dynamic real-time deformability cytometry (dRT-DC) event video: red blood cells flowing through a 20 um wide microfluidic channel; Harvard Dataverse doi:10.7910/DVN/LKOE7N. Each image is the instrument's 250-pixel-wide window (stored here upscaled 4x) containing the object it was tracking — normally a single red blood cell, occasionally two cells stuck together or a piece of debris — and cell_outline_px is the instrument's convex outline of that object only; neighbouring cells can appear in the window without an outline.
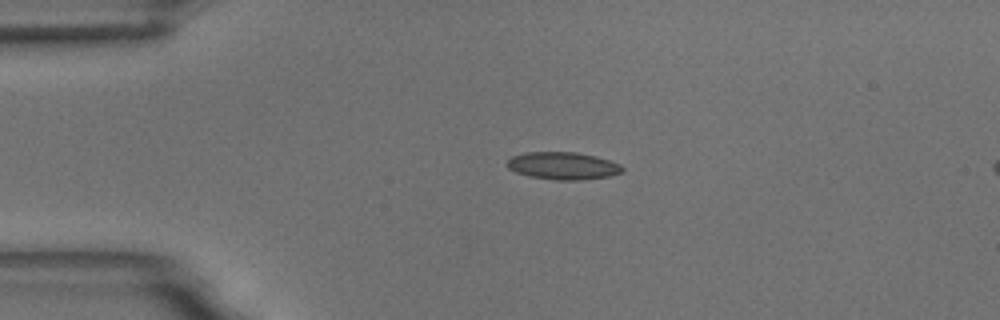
{"species": "common noctule bat (a hibernating species)", "species_latin": "Nyctalus noctula", "temperature_condition": "room temperature", "stored_images_in_passage": 44, "camera_frame_rate_fps": 3000, "um_per_image_px": 0.085, "animal": {"sex": "male", "body_mass_g": 18.8}, "frame": {"image": 1, "passage_image": 1, "time_ms": 0.0, "image_size_px": [1000, 320], "cell_outline_px": [[624, 172], [608, 176], [580, 180], [556, 180], [528, 176], [516, 172], [508, 168], [508, 160], [512, 156], [524, 152], [576, 152], [596, 156], [620, 164], [624, 168]], "centroid_in_image_um": [47.86, 14.09], "position_along_channel_um": 37.1, "area_um2": 18.44}}
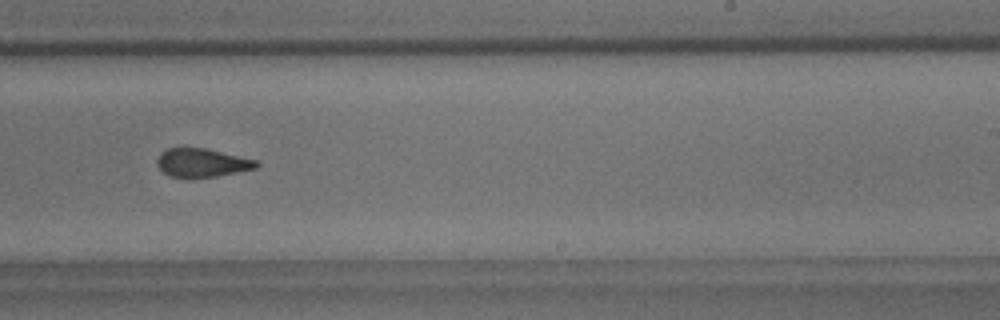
{"frame": {"image": 2, "passage_image": 23, "time_ms": 7.333, "image_size_px": [1000, 320], "cell_outline_px": [[260, 164], [256, 168], [216, 176], [172, 176], [164, 172], [156, 164], [156, 160], [160, 152], [168, 148], [204, 148], [256, 160]], "centroid_in_image_um": [17.15, 13.81], "position_along_channel_um": 271.8, "area_um2": 16.01}}
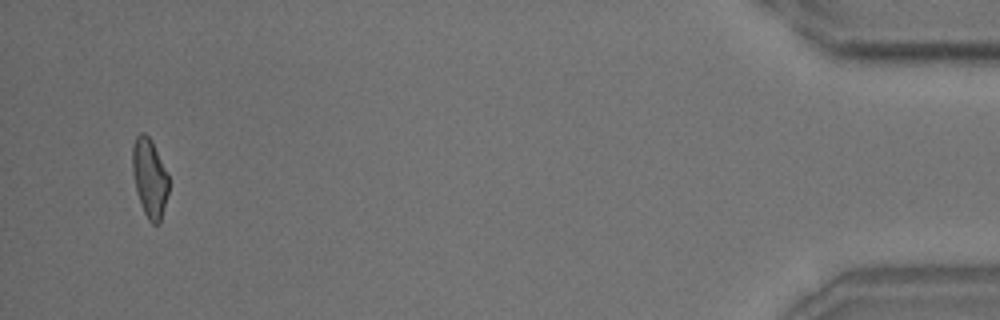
{"frame": {"image": 3, "passage_image": 42, "time_ms": 13.667, "image_size_px": [1000, 320], "cell_outline_px": [[168, 192], [160, 224], [152, 224], [148, 220], [144, 212], [136, 192], [132, 172], [132, 144], [136, 136], [140, 132], [144, 132], [152, 140], [168, 176]], "centroid_in_image_um": [12.69, 15.11], "position_along_channel_um": 422.5, "area_um2": 16.7}, "authors_computed_cell_mechanics": {"area_um2": 17.4267, "velocity_mm_per_s": 3.6452, "shape_relaxation_time_tau1_ms": 8.6093, "shape_relaxation_time_tau2_ms": 1.9547, "deformation_change_tau1": 0.2012, "deformation_change_tau2": 0.0991}}